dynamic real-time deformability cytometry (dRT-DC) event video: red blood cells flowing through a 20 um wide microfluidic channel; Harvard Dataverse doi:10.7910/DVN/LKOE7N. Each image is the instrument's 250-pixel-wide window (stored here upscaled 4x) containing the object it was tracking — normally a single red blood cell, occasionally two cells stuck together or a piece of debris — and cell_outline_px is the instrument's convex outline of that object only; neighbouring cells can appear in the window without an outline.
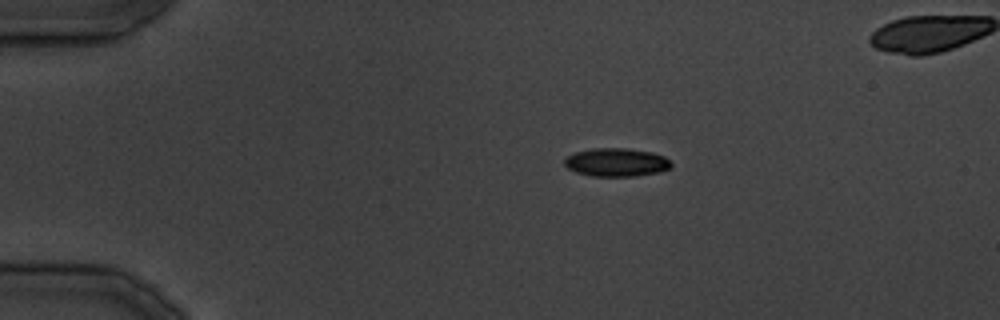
{"species": "common noctule bat (a hibernating species)", "species_latin": "Nyctalus noctula", "temperature_condition": "cold", "stored_images_in_passage": 29, "camera_frame_rate_fps": 3000, "um_per_image_px": 0.085, "animal": {"sex": "male", "body_mass_g": 19.5, "forearm_length_mm": 54.6}, "frame": {"image": 1, "passage_image": 1, "time_ms": 0.0, "image_size_px": [1000, 320], "cell_outline_px": [[672, 164], [668, 168], [660, 172], [632, 176], [592, 176], [576, 172], [568, 168], [564, 164], [564, 160], [568, 156], [576, 152], [592, 148], [624, 148], [652, 152], [664, 156]], "centroid_in_image_um": [52.38, 13.79], "position_along_channel_um": 32.6, "area_um2": 17.46}}
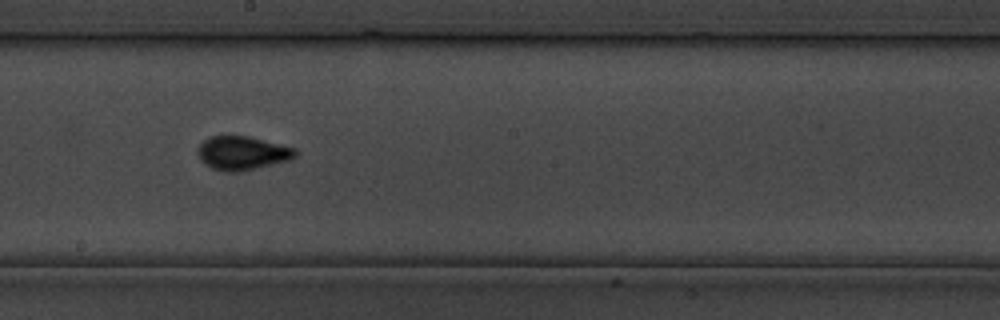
{"frame": {"image": 2, "passage_image": 14, "time_ms": 16.0, "image_size_px": [1000, 320], "cell_outline_px": [[300, 152], [296, 156], [288, 160], [236, 172], [228, 172], [212, 168], [204, 164], [200, 160], [196, 152], [200, 144], [208, 136], [228, 132], [248, 136], [296, 148]], "centroid_in_image_um": [20.54, 12.95], "position_along_channel_um": 227.7, "area_um2": 19.65}}
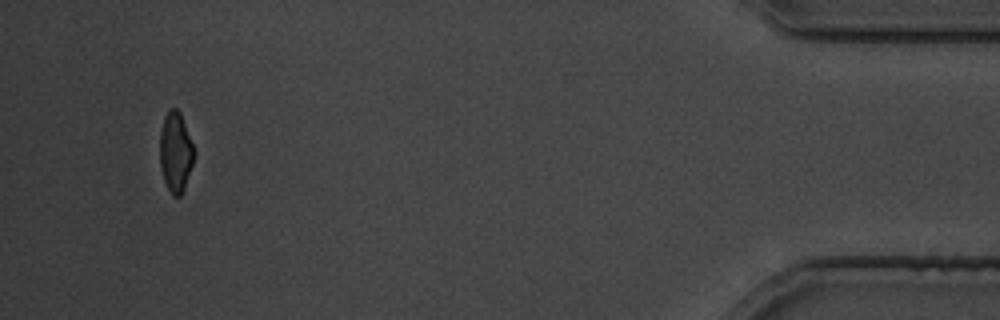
{"frame": {"image": 3, "passage_image": 28, "time_ms": 32.667, "image_size_px": [1000, 320], "cell_outline_px": [[196, 152], [184, 188], [180, 196], [172, 196], [164, 180], [160, 168], [160, 132], [164, 116], [168, 108], [176, 108], [180, 112]], "centroid_in_image_um": [14.92, 12.9], "position_along_channel_um": 420.3, "area_um2": 16.01}}